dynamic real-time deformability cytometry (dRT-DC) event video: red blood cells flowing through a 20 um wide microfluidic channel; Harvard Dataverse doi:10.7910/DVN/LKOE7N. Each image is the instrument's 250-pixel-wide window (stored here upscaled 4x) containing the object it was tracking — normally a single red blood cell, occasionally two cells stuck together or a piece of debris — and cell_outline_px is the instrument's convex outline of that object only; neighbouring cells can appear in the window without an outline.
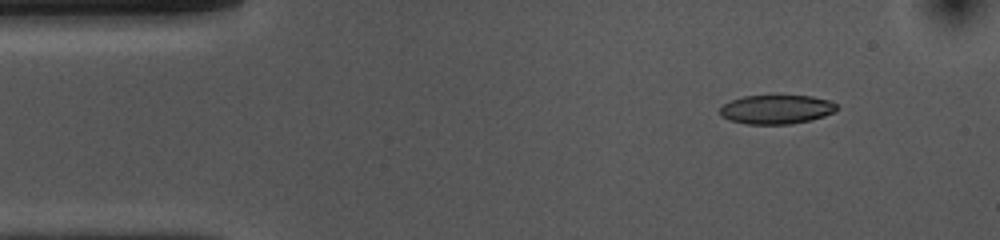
{"species": "common noctule bat (a hibernating species)", "species_latin": "Nyctalus noctula", "temperature_condition": "cold", "stored_images_in_passage": 49, "camera_frame_rate_fps": 3000, "um_per_image_px": 0.085, "animal": {"sex": "female", "body_mass_g": 10.0, "forearm_length_mm": 53.1}, "frame": {"image": 1, "passage_image": 5, "time_ms": 1.333, "image_size_px": [1000, 240], "cell_outline_px": [[840, 108], [836, 112], [812, 120], [788, 124], [748, 124], [728, 120], [720, 116], [720, 108], [724, 104], [732, 100], [744, 96], [812, 96], [828, 100], [836, 104]], "centroid_in_image_um": [66.02, 9.31], "position_along_channel_um": 19.0, "area_um2": 19.83}}
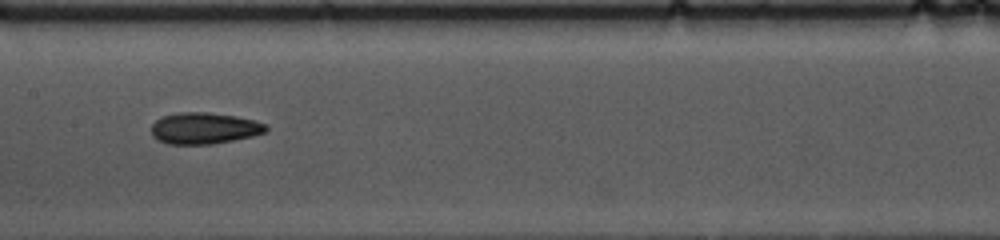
{"frame": {"image": 2, "passage_image": 24, "time_ms": 7.667, "image_size_px": [1000, 240], "cell_outline_px": [[268, 132], [252, 136], [212, 144], [168, 144], [152, 136], [152, 124], [156, 120], [164, 116], [180, 112], [208, 112], [236, 116], [256, 120], [264, 124], [268, 128]], "centroid_in_image_um": [17.38, 10.9], "position_along_channel_um": 190.0, "area_um2": 20.92}}
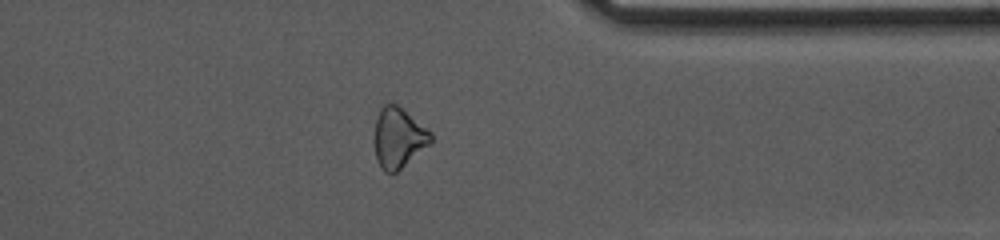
{"frame": {"image": 3, "passage_image": 40, "time_ms": 13.0, "image_size_px": [1000, 240], "cell_outline_px": [[432, 144], [396, 172], [384, 172], [376, 160], [372, 140], [372, 136], [376, 116], [380, 108], [384, 104], [396, 104], [432, 132]], "centroid_in_image_um": [33.83, 11.72], "position_along_channel_um": 377.6, "area_um2": 20.29}}